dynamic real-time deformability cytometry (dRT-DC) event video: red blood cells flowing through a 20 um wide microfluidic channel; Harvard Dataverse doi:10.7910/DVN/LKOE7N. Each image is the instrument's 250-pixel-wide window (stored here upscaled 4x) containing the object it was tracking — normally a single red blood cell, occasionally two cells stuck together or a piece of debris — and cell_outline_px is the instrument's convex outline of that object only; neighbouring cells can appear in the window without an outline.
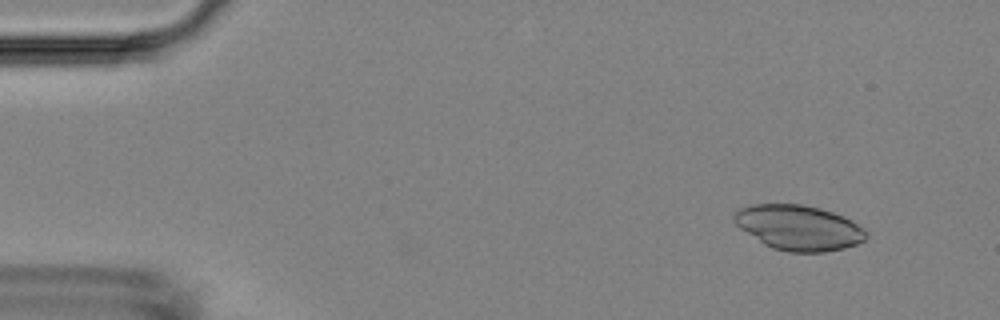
{"species": "Egyptian fruit bat (a non-hibernating species)", "species_latin": "Rousettus aegyptiacus", "temperature_condition": "room temperature", "stored_images_in_passage": 54, "camera_frame_rate_fps": 3000, "um_per_image_px": 0.085, "animal": {"sex": "female"}, "frame": {"image": 1, "passage_image": 5, "time_ms": 1.333, "image_size_px": [1000, 320], "cell_outline_px": [[868, 236], [864, 240], [856, 244], [844, 248], [824, 252], [788, 252], [772, 248], [764, 244], [740, 228], [732, 220], [732, 216], [740, 208], [752, 204], [800, 204], [820, 208], [832, 212], [852, 220], [864, 228], [868, 232]], "centroid_in_image_um": [67.89, 19.35], "position_along_channel_um": 17.1, "area_um2": 34.74}}